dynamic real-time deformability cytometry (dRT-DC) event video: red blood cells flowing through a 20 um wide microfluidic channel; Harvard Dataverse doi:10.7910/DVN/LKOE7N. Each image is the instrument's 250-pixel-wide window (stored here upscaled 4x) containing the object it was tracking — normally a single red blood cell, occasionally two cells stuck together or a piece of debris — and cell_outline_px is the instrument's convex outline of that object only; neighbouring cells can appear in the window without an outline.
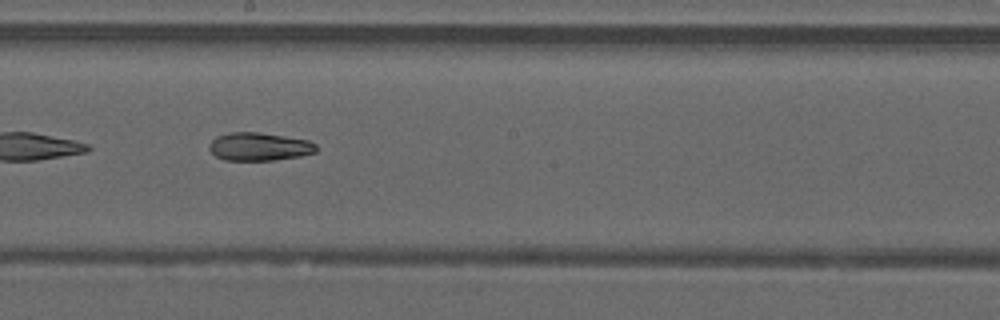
{"species": "common noctule bat (a hibernating species)", "species_latin": "Nyctalus noctula", "temperature_condition": "warm", "stored_images_in_passage": 33, "camera_frame_rate_fps": 3000, "um_per_image_px": 0.085, "animal": {"sex": "male", "forearm_length_mm": 52.5}, "frame": {"image": 1, "passage_image": 28, "time_ms": 9.0, "image_size_px": [1000, 320], "cell_outline_px": [[316, 152], [300, 156], [272, 160], [224, 160], [216, 156], [208, 148], [208, 144], [216, 136], [232, 132], [260, 132], [308, 140], [316, 144]], "centroid_in_image_um": [22.01, 12.46], "position_along_channel_um": 226.2, "area_um2": 17.51}}